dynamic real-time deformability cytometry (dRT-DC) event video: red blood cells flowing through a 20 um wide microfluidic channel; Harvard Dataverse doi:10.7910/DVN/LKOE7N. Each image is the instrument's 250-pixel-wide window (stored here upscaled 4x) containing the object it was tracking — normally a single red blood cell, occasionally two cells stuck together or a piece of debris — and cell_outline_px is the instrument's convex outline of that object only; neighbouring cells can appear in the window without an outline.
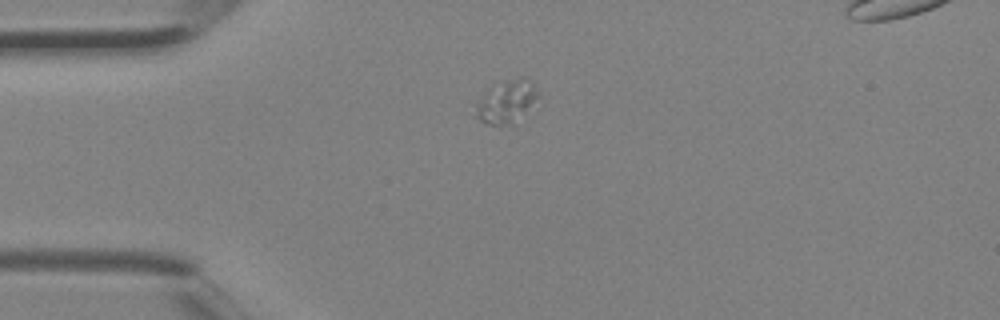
{"species": "Egyptian fruit bat (a non-hibernating species)", "species_latin": "Rousettus aegyptiacus", "temperature_condition": "room temperature", "stored_images_in_passage": 5, "camera_frame_rate_fps": 3000, "um_per_image_px": 0.085, "animal": {"sex": "female"}, "frame": {"image": 1, "passage_image": 5, "time_ms": 1.333, "image_size_px": [1000, 320], "cell_outline_px": [[540, 96], [512, 124], [488, 124], [480, 120], [476, 116], [476, 104], [508, 84], [524, 76], [528, 80]], "centroid_in_image_um": [43.12, 8.75], "position_along_channel_um": 41.9, "area_um2": 13.35}}